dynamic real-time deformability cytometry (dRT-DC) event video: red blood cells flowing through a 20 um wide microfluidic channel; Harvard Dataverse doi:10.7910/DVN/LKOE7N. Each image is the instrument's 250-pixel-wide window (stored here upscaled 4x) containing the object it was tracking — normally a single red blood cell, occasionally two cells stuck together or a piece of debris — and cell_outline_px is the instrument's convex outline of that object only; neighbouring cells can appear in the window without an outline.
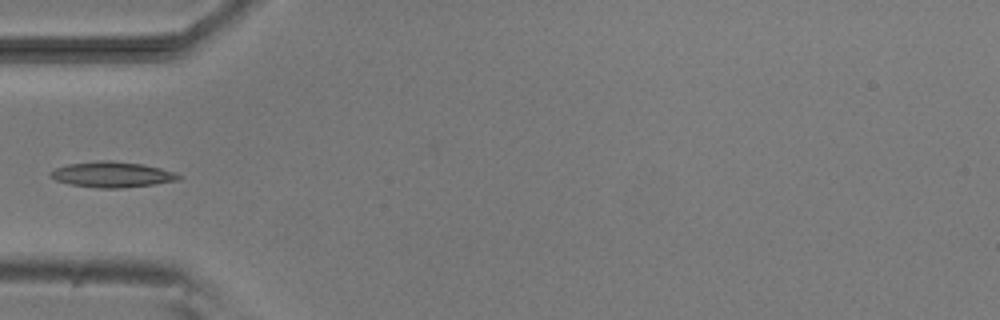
{"species": "common noctule bat (a hibernating species)", "species_latin": "Nyctalus noctula", "temperature_condition": "room temperature", "stored_images_in_passage": 5, "camera_frame_rate_fps": 3000, "um_per_image_px": 0.085, "animal": {"sex": "male", "body_mass_g": 20.5, "forearm_length_mm": 52.5}, "frame": {"image": 1, "passage_image": 5, "time_ms": 4.667, "image_size_px": [1000, 320], "cell_outline_px": [[184, 176], [180, 180], [156, 184], [120, 188], [100, 188], [72, 184], [56, 180], [48, 176], [48, 172], [56, 168], [68, 164], [100, 160], [112, 160], [140, 164], [160, 168], [176, 172]], "centroid_in_image_um": [9.56, 14.83], "position_along_channel_um": 75.4, "area_um2": 19.19}}